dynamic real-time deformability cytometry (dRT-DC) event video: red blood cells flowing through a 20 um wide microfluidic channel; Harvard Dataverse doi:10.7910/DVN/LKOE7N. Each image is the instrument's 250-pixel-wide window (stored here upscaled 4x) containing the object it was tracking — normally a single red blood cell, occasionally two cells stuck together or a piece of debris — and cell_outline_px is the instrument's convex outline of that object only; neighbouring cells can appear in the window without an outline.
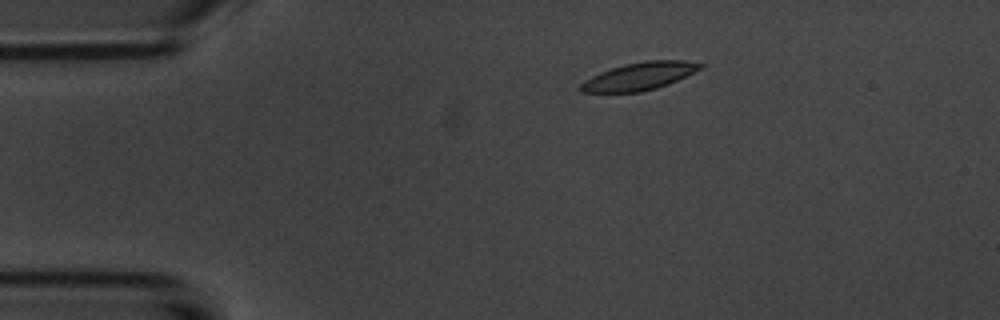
{"species": "common noctule bat (a hibernating species)", "species_latin": "Nyctalus noctula", "temperature_condition": "room temperature", "stored_images_in_passage": 4, "camera_frame_rate_fps": 3000, "um_per_image_px": 0.085, "animal": {"sex": "male", "body_mass_g": 20.1, "forearm_length_mm": 53.5}, "frame": {"image": 1, "passage_image": 3, "time_ms": 2.333, "image_size_px": [1000, 320], "cell_outline_px": [[708, 64], [704, 68], [668, 84], [656, 88], [640, 92], [580, 92], [576, 88], [584, 80], [600, 72], [624, 64], [644, 60], [684, 60]], "centroid_in_image_um": [54.37, 6.47], "position_along_channel_um": 30.6, "area_um2": 19.54}}